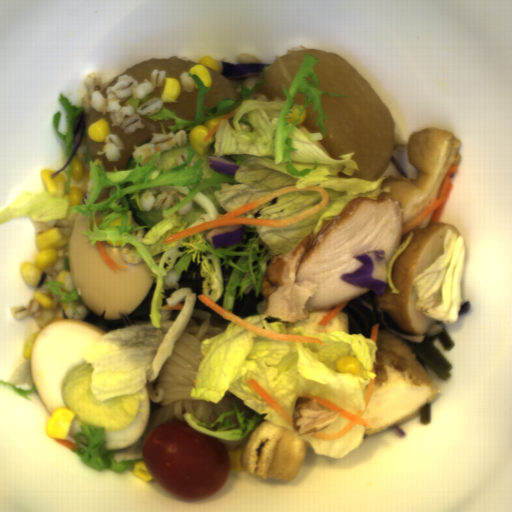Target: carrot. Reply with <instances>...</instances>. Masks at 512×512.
<instances>
[{"instance_id":"carrot-5","label":"carrot","mask_w":512,"mask_h":512,"mask_svg":"<svg viewBox=\"0 0 512 512\" xmlns=\"http://www.w3.org/2000/svg\"><path fill=\"white\" fill-rule=\"evenodd\" d=\"M249 387L263 398L291 427L293 424L292 415L272 396L270 395L258 382L254 379H249L246 382Z\"/></svg>"},{"instance_id":"carrot-8","label":"carrot","mask_w":512,"mask_h":512,"mask_svg":"<svg viewBox=\"0 0 512 512\" xmlns=\"http://www.w3.org/2000/svg\"><path fill=\"white\" fill-rule=\"evenodd\" d=\"M53 439L55 440L56 443L64 445L65 447L69 448L73 452H78V450H79L77 444H75L74 442H71L69 440H66V438H53Z\"/></svg>"},{"instance_id":"carrot-1","label":"carrot","mask_w":512,"mask_h":512,"mask_svg":"<svg viewBox=\"0 0 512 512\" xmlns=\"http://www.w3.org/2000/svg\"><path fill=\"white\" fill-rule=\"evenodd\" d=\"M304 190H313L316 192H320L323 196V201L318 206L312 208L311 210L302 213L300 215H297L295 217L283 219V220H273V219H261V218H236L254 208H257L266 202L270 201L271 199L287 193V192H296V191H304ZM329 196L325 188H322L320 186H306L304 189H299L296 185L295 186H285L276 190H273L243 206H240L230 212H227L221 216H218L215 220L173 233L168 238L163 240L161 243H169L173 241H177L179 239H182L184 237H187L189 235L195 234L197 232L215 228L216 226L220 225H259V226H265V227H271V228H286L288 226H291L297 222H300L312 215L317 214L321 210H323L326 205L328 204ZM160 243V244H161Z\"/></svg>"},{"instance_id":"carrot-2","label":"carrot","mask_w":512,"mask_h":512,"mask_svg":"<svg viewBox=\"0 0 512 512\" xmlns=\"http://www.w3.org/2000/svg\"><path fill=\"white\" fill-rule=\"evenodd\" d=\"M376 380H377V378L370 380L369 385H368L367 390H366V393H365V396H364V411H359L358 410L357 414H354V413H352V412H350V411H348V410H346V409L336 405L335 403L331 402L328 399L319 397L317 395L302 393V395H300V396H303V397H305L307 399L316 400V402H318L319 404L329 408L334 413H340L339 416L349 420L348 423L341 430H339V431H337L335 433H320V432H316L311 437H317V438H320V439H323V440H329V441H336V440L346 436L354 428L355 424H360V425H363L365 427L372 426L363 417H364V415H365V413H366V411H367V409H368V407L370 405V401H371V397H372V394H373V391H374V388H375Z\"/></svg>"},{"instance_id":"carrot-3","label":"carrot","mask_w":512,"mask_h":512,"mask_svg":"<svg viewBox=\"0 0 512 512\" xmlns=\"http://www.w3.org/2000/svg\"><path fill=\"white\" fill-rule=\"evenodd\" d=\"M202 302H204L207 306H209L212 310H214L217 314L227 319L230 323L240 325L242 328L255 333L257 335H261L264 337H268L271 339H276L280 341H288V342H298V343H318L323 345V341L318 339L317 337L310 336H302V335H293V334H278L271 331H267L261 328L254 326L253 324L240 319L235 316L231 312L223 309L219 305H217L214 301H212L208 296L204 293L197 296Z\"/></svg>"},{"instance_id":"carrot-6","label":"carrot","mask_w":512,"mask_h":512,"mask_svg":"<svg viewBox=\"0 0 512 512\" xmlns=\"http://www.w3.org/2000/svg\"><path fill=\"white\" fill-rule=\"evenodd\" d=\"M95 248L99 254L100 259L106 264V266L111 269L113 272L117 273L120 270H128L125 266L119 265L116 263L113 258L109 255L104 247L103 240H97L95 242Z\"/></svg>"},{"instance_id":"carrot-4","label":"carrot","mask_w":512,"mask_h":512,"mask_svg":"<svg viewBox=\"0 0 512 512\" xmlns=\"http://www.w3.org/2000/svg\"><path fill=\"white\" fill-rule=\"evenodd\" d=\"M457 171L458 167L456 164L449 168L441 184L436 201L421 215H419L417 218H415L414 220H412L403 227V236L412 231L413 229H415L418 225H420L426 218H428L431 215L432 212L433 215L431 217L429 224L432 222L441 223V219L443 217L448 199L450 197L452 190L455 187L453 178L456 175Z\"/></svg>"},{"instance_id":"carrot-7","label":"carrot","mask_w":512,"mask_h":512,"mask_svg":"<svg viewBox=\"0 0 512 512\" xmlns=\"http://www.w3.org/2000/svg\"><path fill=\"white\" fill-rule=\"evenodd\" d=\"M349 301L341 303V304H337V306L333 310H331L326 316H324L320 320V322L318 323L319 326H325L328 323H330L334 318H336L342 312V310L346 307V305L349 303Z\"/></svg>"},{"instance_id":"carrot-9","label":"carrot","mask_w":512,"mask_h":512,"mask_svg":"<svg viewBox=\"0 0 512 512\" xmlns=\"http://www.w3.org/2000/svg\"><path fill=\"white\" fill-rule=\"evenodd\" d=\"M379 326H380V323H376L375 325H373L371 327L370 338H369L375 342L376 346H377V340H378Z\"/></svg>"},{"instance_id":"carrot-11","label":"carrot","mask_w":512,"mask_h":512,"mask_svg":"<svg viewBox=\"0 0 512 512\" xmlns=\"http://www.w3.org/2000/svg\"><path fill=\"white\" fill-rule=\"evenodd\" d=\"M218 128H219V123L211 130L207 133V135L204 137L203 139V142H206V141H209L210 138L212 137V135L218 131Z\"/></svg>"},{"instance_id":"carrot-10","label":"carrot","mask_w":512,"mask_h":512,"mask_svg":"<svg viewBox=\"0 0 512 512\" xmlns=\"http://www.w3.org/2000/svg\"><path fill=\"white\" fill-rule=\"evenodd\" d=\"M247 100H243L241 102V104L239 106H237L234 110H232L229 114H225L223 119L222 120H227L229 119L231 116H233L237 111L238 109L246 102Z\"/></svg>"}]
</instances>
